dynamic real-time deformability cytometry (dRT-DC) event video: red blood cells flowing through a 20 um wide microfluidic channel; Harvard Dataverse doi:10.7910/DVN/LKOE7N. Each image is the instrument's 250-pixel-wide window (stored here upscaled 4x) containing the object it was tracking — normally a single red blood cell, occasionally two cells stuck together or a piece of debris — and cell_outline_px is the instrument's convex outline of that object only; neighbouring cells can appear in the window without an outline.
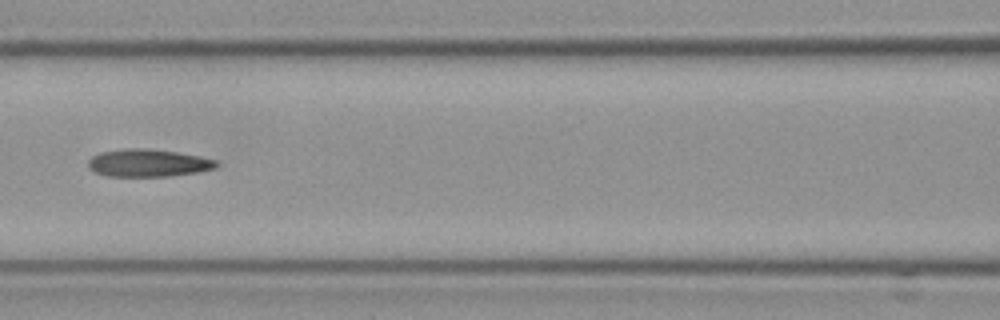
{"species": "Egyptian fruit bat (a non-hibernating species)", "species_latin": "Rousettus aegyptiacus", "temperature_condition": "cold", "stored_images_in_passage": 9, "camera_frame_rate_fps": 3000, "um_per_image_px": 0.085, "frame": {"image": 1, "passage_image": 6, "time_ms": 1.667, "image_size_px": [1000, 320], "cell_outline_px": [[220, 164], [216, 168], [196, 172], [168, 176], [108, 176], [96, 172], [88, 168], [88, 160], [92, 156], [100, 152], [124, 148], [148, 148], [176, 152], [200, 156], [216, 160]], "centroid_in_image_um": [12.58, 13.84], "position_along_channel_um": 154.0, "area_um2": 20.63}}
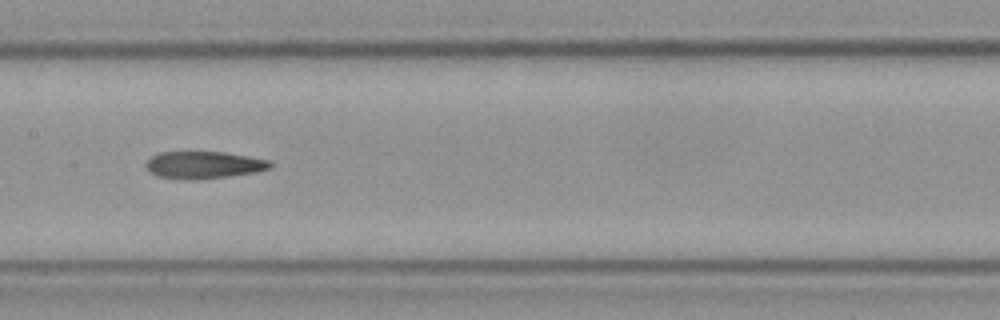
{"frame": {"image": 2, "passage_image": 7, "time_ms": 2.0, "image_size_px": [1000, 320], "cell_outline_px": [[272, 168], [256, 172], [228, 176], [196, 180], [176, 180], [156, 176], [148, 172], [144, 164], [152, 156], [160, 152], [224, 152], [248, 156], [268, 160], [272, 164]], "centroid_in_image_um": [17.26, 14.04], "position_along_channel_um": 190.1, "area_um2": 20.0}}
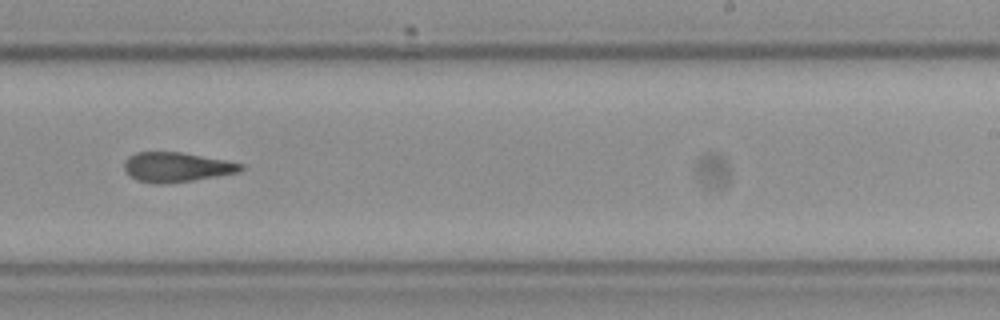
{"frame": {"image": 3, "passage_image": 9, "time_ms": 2.667, "image_size_px": [1000, 320], "cell_outline_px": [[244, 168], [240, 172], [192, 180], [164, 184], [152, 184], [136, 180], [124, 172], [124, 160], [128, 156], [136, 152], [180, 152], [224, 160], [244, 164]], "centroid_in_image_um": [14.95, 14.21], "position_along_channel_um": 274.0, "area_um2": 20.23}}